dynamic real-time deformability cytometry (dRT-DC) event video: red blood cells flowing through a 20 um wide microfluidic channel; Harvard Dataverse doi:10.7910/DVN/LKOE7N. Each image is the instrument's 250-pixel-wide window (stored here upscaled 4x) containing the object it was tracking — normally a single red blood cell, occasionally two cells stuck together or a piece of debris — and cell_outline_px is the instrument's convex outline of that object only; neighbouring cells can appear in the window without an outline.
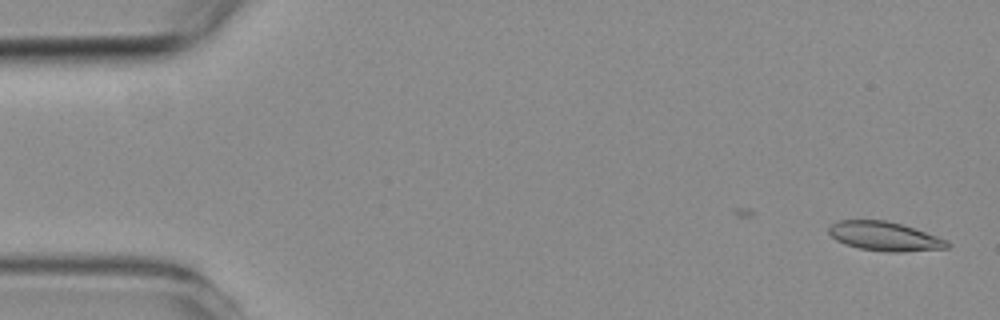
{"species": "common noctule bat (a hibernating species)", "species_latin": "Nyctalus noctula", "temperature_condition": "room temperature", "stored_images_in_passage": 2, "camera_frame_rate_fps": 3000, "um_per_image_px": 0.085, "animal": {"sex": "female", "body_mass_g": 19.3, "forearm_length_mm": 54.1}, "frame": {"image": 1, "passage_image": 2, "time_ms": 1.333, "image_size_px": [1000, 320], "cell_outline_px": [[952, 244], [948, 248], [904, 252], [888, 252], [860, 248], [844, 244], [836, 240], [828, 232], [828, 228], [832, 224], [840, 220], [884, 220], [900, 224], [948, 240]], "centroid_in_image_um": [75.2, 20.1], "position_along_channel_um": 9.8, "area_um2": 19.94}}